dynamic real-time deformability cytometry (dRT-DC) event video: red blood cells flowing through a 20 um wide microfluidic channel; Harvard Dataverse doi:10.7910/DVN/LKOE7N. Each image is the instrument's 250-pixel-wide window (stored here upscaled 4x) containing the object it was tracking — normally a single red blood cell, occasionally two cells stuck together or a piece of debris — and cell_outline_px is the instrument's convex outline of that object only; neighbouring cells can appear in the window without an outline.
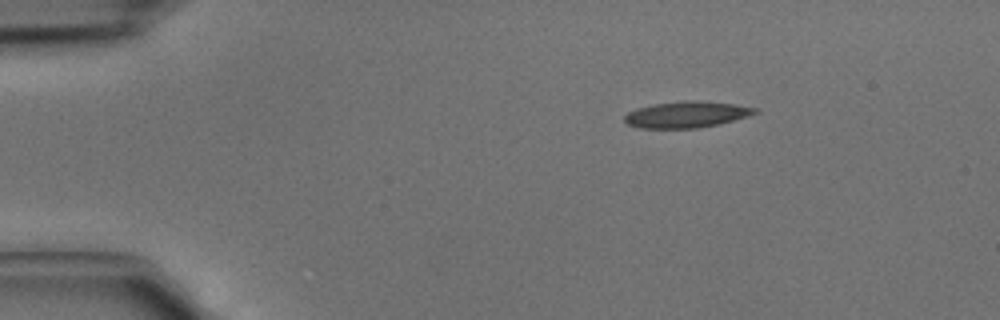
{"species": "common noctule bat (a hibernating species)", "species_latin": "Nyctalus noctula", "temperature_condition": "cold", "stored_images_in_passage": 3, "camera_frame_rate_fps": 3000, "um_per_image_px": 0.085, "animal": {"sex": "male", "body_mass_g": 15.6}, "frame": {"image": 1, "passage_image": 1, "time_ms": 0.0, "image_size_px": [1000, 320], "cell_outline_px": [[760, 112], [748, 116], [716, 124], [696, 128], [640, 128], [628, 124], [624, 120], [624, 116], [628, 112], [636, 108], [652, 104], [688, 100], [696, 100], [732, 104], [756, 108]], "centroid_in_image_um": [58.32, 9.73], "position_along_channel_um": 26.7, "area_um2": 19.77}}
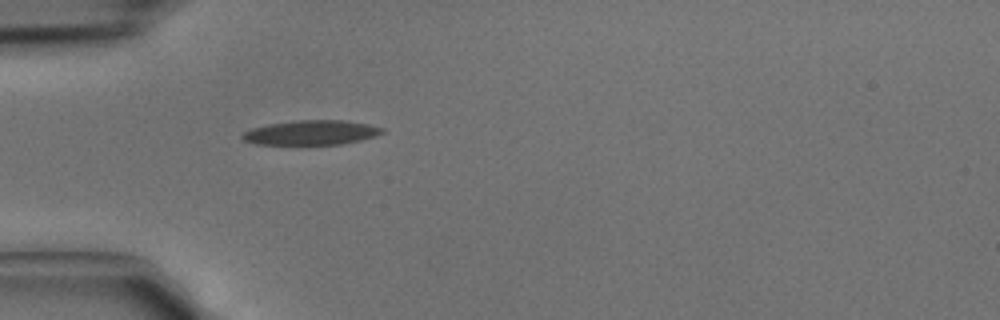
{"frame": {"image": 2, "passage_image": 3, "time_ms": 0.667, "image_size_px": [1000, 320], "cell_outline_px": [[384, 132], [376, 136], [360, 140], [340, 144], [256, 144], [244, 140], [240, 136], [244, 132], [252, 128], [268, 124], [296, 120], [344, 120], [368, 124], [384, 128]], "centroid_in_image_um": [26.46, 11.26], "position_along_channel_um": 58.5, "area_um2": 19.94}}